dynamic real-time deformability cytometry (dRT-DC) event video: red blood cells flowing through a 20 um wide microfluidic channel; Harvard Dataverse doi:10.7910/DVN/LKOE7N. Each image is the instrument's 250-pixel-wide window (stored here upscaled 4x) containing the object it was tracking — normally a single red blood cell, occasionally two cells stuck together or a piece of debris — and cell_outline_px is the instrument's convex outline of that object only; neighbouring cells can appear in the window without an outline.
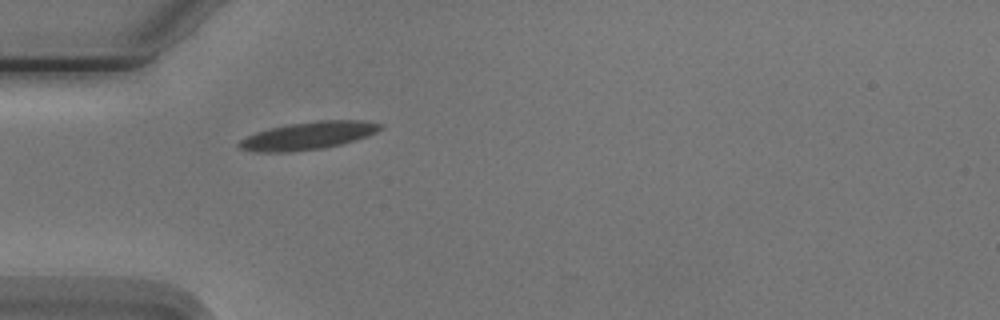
{"species": "Egyptian fruit bat (a non-hibernating species)", "species_latin": "Rousettus aegyptiacus", "temperature_condition": "cold", "stored_images_in_passage": 1, "camera_frame_rate_fps": 3000, "um_per_image_px": 0.085, "animal": {"sex": "male"}, "frame": {"image": 1, "passage_image": 1, "time_ms": 0.0, "image_size_px": [1000, 320], "cell_outline_px": [[384, 128], [368, 136], [340, 144], [324, 148], [288, 152], [260, 152], [240, 148], [236, 144], [240, 140], [256, 132], [288, 124], [316, 120], [364, 120], [380, 124]], "centroid_in_image_um": [26.22, 11.52], "position_along_channel_um": 58.8, "area_um2": 22.66}}